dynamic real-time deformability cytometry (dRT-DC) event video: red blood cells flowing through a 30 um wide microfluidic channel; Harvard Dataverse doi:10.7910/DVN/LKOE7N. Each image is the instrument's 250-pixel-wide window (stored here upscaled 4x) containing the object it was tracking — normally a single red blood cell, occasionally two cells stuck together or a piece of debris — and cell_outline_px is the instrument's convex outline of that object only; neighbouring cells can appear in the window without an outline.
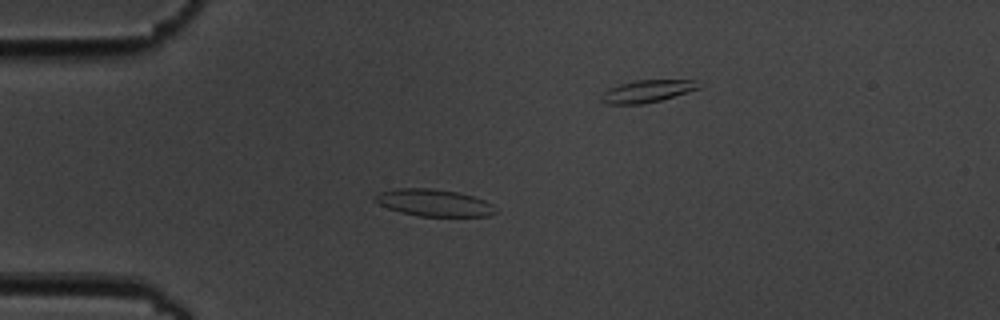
{"species": "common noctule bat (a hibernating species)", "species_latin": "Nyctalus noctula", "temperature_condition": "cold", "stored_images_in_passage": 8, "camera_frame_rate_fps": 3000, "um_per_image_px": 0.085, "animal": {"sex": "male", "body_mass_g": 19.5, "forearm_length_mm": 54.6}, "frame": {"image": 1, "passage_image": 5, "time_ms": 4.667, "image_size_px": [1000, 320], "cell_outline_px": [[496, 212], [488, 216], [420, 216], [400, 212], [388, 208], [380, 204], [372, 196], [380, 192], [396, 188], [432, 188], [456, 192], [472, 196], [484, 200], [492, 204], [496, 208]], "centroid_in_image_um": [36.88, 17.23], "position_along_channel_um": 48.1, "area_um2": 18.84}}
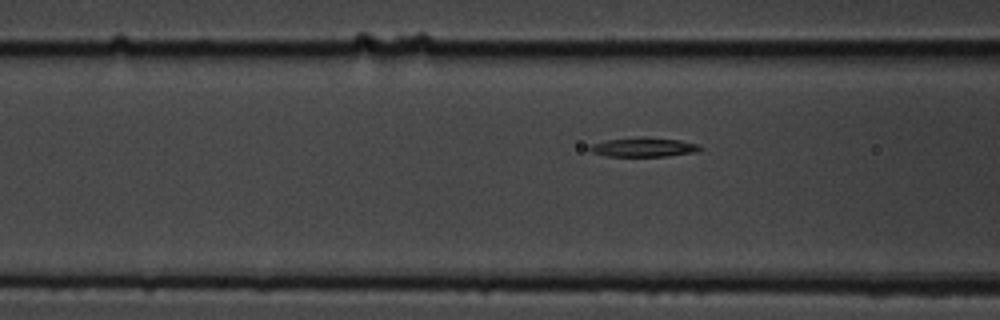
{"frame": {"image": 2, "passage_image": 8, "time_ms": 8.667, "image_size_px": [1000, 320], "cell_outline_px": [[704, 148], [696, 152], [668, 156], [608, 156], [592, 152], [588, 148], [592, 144], [608, 140], [640, 136], [644, 136], [680, 140], [696, 144]], "centroid_in_image_um": [54.73, 12.5], "position_along_channel_um": 111.9, "area_um2": 12.37}}